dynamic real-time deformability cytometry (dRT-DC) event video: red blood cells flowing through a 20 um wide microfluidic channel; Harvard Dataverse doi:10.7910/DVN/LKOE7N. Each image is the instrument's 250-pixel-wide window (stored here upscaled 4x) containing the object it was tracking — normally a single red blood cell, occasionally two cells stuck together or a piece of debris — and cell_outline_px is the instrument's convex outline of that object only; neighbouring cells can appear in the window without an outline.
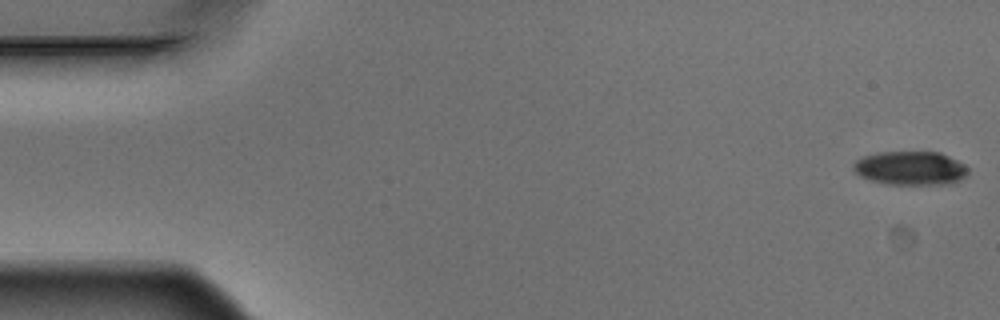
{"species": "Egyptian fruit bat (a non-hibernating species)", "species_latin": "Rousettus aegyptiacus", "temperature_condition": "warm", "stored_images_in_passage": 5, "camera_frame_rate_fps": 3000, "um_per_image_px": 0.085, "animal": {"sex": "male"}, "frame": {"image": 1, "passage_image": 1, "time_ms": 0.0, "image_size_px": [1000, 320], "cell_outline_px": [[968, 176], [956, 184], [888, 184], [872, 180], [860, 176], [852, 168], [852, 164], [856, 160], [864, 156], [880, 152], [940, 152], [964, 164], [968, 168]], "centroid_in_image_um": [77.43, 14.3], "position_along_channel_um": 7.6, "area_um2": 22.72}}
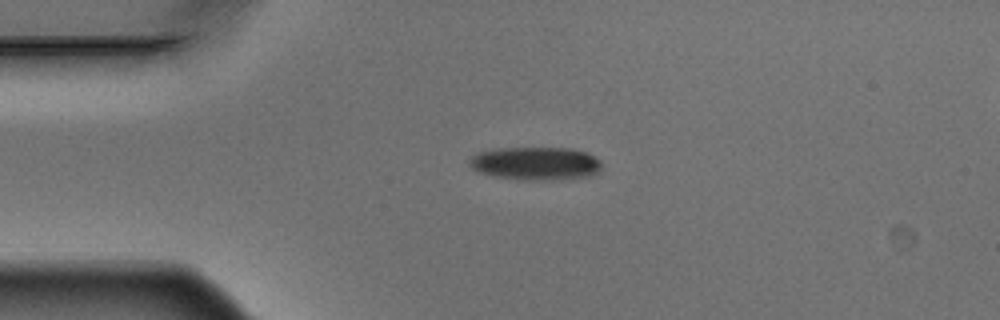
{"frame": {"image": 2, "passage_image": 3, "time_ms": 0.667, "image_size_px": [1000, 320], "cell_outline_px": [[604, 164], [600, 172], [592, 176], [536, 180], [492, 176], [480, 172], [472, 168], [468, 164], [468, 160], [476, 152], [500, 148], [572, 148], [588, 152], [600, 160]], "centroid_in_image_um": [45.57, 13.87], "position_along_channel_um": 39.4, "area_um2": 25.66}}
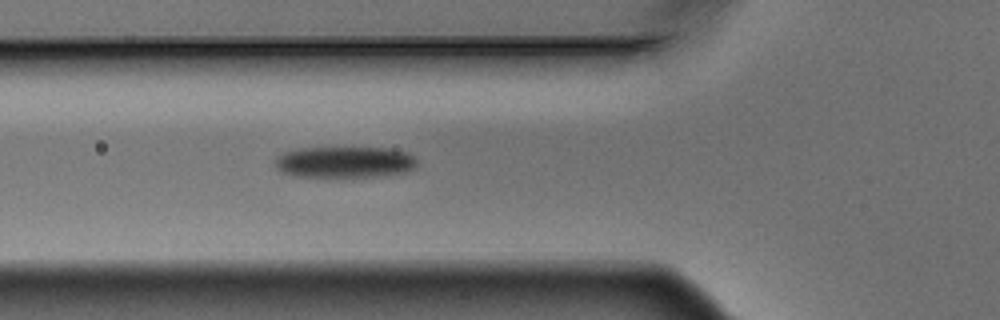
{"frame": {"image": 3, "passage_image": 5, "time_ms": 1.333, "image_size_px": [1000, 320], "cell_outline_px": [[416, 168], [408, 172], [380, 176], [296, 176], [280, 172], [272, 164], [272, 160], [276, 156], [284, 152], [296, 148], [392, 148], [408, 152], [416, 160]], "centroid_in_image_um": [29.26, 13.77], "position_along_channel_um": 96.5, "area_um2": 26.18}}